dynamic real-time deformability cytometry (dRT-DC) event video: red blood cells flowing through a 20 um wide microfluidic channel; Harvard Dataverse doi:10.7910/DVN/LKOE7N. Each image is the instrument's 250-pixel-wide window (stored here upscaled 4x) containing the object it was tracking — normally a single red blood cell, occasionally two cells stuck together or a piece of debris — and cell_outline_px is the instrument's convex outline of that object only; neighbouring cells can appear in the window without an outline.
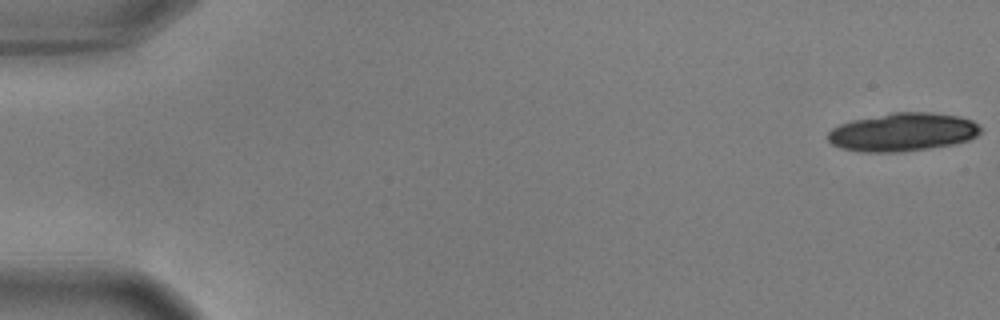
{"species": "common noctule bat (a hibernating species)", "species_latin": "Nyctalus noctula", "temperature_condition": "warm", "stored_images_in_passage": 20, "camera_frame_rate_fps": 3000, "um_per_image_px": 0.085, "animal": {"sex": "male", "body_mass_g": 17.9, "forearm_length_mm": 54.2}, "frame": {"image": 1, "passage_image": 1, "time_ms": 0.0, "image_size_px": [1000, 320], "cell_outline_px": [[980, 132], [976, 136], [968, 140], [956, 144], [900, 152], [860, 152], [840, 148], [832, 144], [828, 140], [828, 132], [832, 128], [840, 124], [852, 120], [892, 112], [932, 112], [960, 116], [972, 120], [980, 128]], "centroid_in_image_um": [76.72, 11.23], "position_along_channel_um": 8.3, "area_um2": 34.22}}